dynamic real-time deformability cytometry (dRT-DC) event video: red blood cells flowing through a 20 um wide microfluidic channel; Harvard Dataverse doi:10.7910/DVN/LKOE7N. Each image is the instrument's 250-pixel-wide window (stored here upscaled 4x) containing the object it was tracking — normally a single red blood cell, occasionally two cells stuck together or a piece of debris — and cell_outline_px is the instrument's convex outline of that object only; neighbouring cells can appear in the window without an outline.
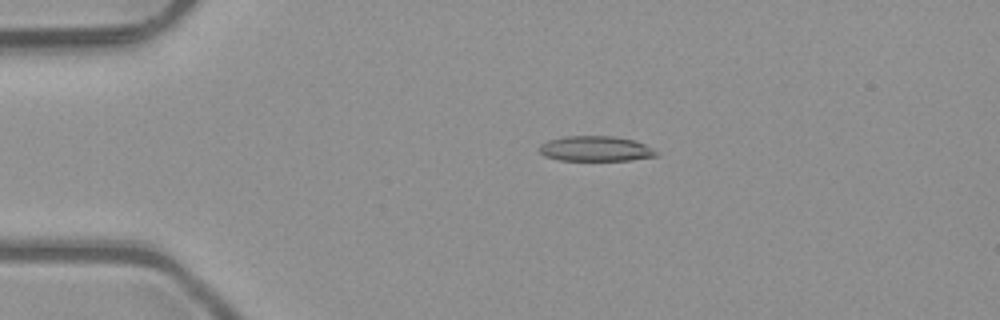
{"species": "common noctule bat (a hibernating species)", "species_latin": "Nyctalus noctula", "temperature_condition": "room temperature", "stored_images_in_passage": 4, "camera_frame_rate_fps": 3000, "um_per_image_px": 0.085, "animal": {"sex": "male", "body_mass_g": 23.1, "forearm_length_mm": 52.7}, "frame": {"image": 1, "passage_image": 3, "time_ms": 0.667, "image_size_px": [1000, 320], "cell_outline_px": [[656, 156], [628, 160], [560, 160], [544, 156], [540, 152], [540, 144], [548, 140], [564, 136], [612, 136], [636, 140], [644, 144], [656, 152]], "centroid_in_image_um": [50.58, 12.63], "position_along_channel_um": 34.4, "area_um2": 16.99}}